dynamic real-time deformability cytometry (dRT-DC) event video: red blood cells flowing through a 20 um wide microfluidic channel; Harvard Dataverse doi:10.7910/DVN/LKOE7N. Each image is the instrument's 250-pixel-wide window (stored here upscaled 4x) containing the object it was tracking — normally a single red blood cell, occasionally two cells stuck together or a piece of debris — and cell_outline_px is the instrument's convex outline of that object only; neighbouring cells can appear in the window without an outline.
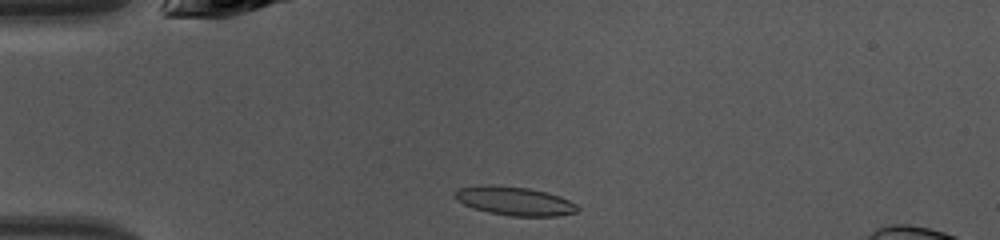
{"species": "common noctule bat (a hibernating species)", "species_latin": "Nyctalus noctula", "temperature_condition": "warm", "stored_images_in_passage": 36, "camera_frame_rate_fps": 3000, "um_per_image_px": 0.085, "animal": {"sex": "female", "body_mass_g": 10.0, "forearm_length_mm": 53.1}, "frame": {"image": 1, "passage_image": 1, "time_ms": 0.0, "image_size_px": [1000, 240], "cell_outline_px": [[580, 208], [576, 212], [556, 216], [508, 216], [488, 212], [472, 208], [456, 200], [452, 192], [456, 188], [488, 184], [528, 188], [548, 192], [560, 196], [576, 204]], "centroid_in_image_um": [43.69, 17.08], "position_along_channel_um": 41.3, "area_um2": 20.75}}
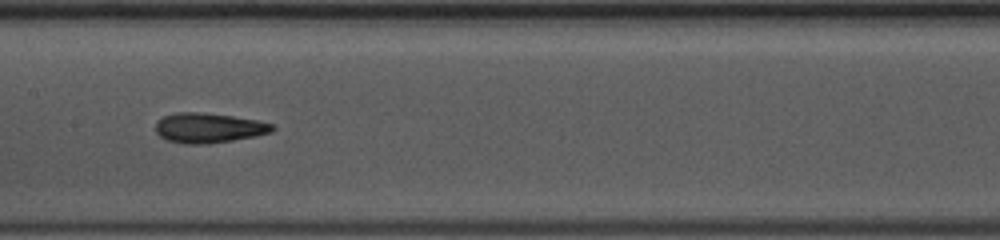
{"frame": {"image": 2, "passage_image": 13, "time_ms": 4.0, "image_size_px": [1000, 240], "cell_outline_px": [[276, 128], [272, 132], [256, 136], [208, 144], [184, 144], [164, 140], [156, 132], [156, 124], [164, 116], [176, 112], [196, 112], [232, 116], [256, 120], [272, 124]], "centroid_in_image_um": [17.73, 10.88], "position_along_channel_um": 189.7, "area_um2": 20.29}}
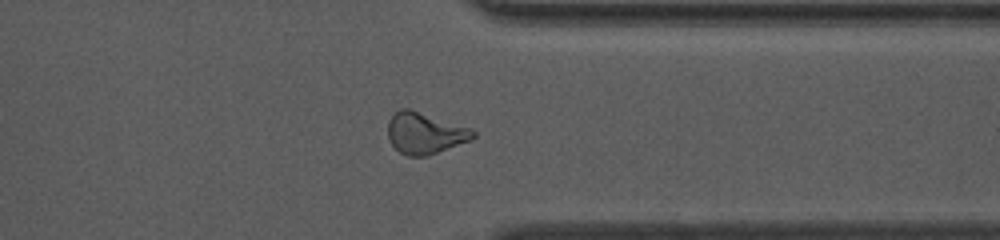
{"frame": {"image": 3, "passage_image": 26, "time_ms": 8.333, "image_size_px": [1000, 240], "cell_outline_px": [[476, 136], [472, 140], [428, 156], [408, 156], [400, 152], [388, 140], [388, 120], [400, 108], [408, 108], [472, 128], [476, 132]], "centroid_in_image_um": [36.14, 11.32], "position_along_channel_um": 375.3, "area_um2": 20.69}}